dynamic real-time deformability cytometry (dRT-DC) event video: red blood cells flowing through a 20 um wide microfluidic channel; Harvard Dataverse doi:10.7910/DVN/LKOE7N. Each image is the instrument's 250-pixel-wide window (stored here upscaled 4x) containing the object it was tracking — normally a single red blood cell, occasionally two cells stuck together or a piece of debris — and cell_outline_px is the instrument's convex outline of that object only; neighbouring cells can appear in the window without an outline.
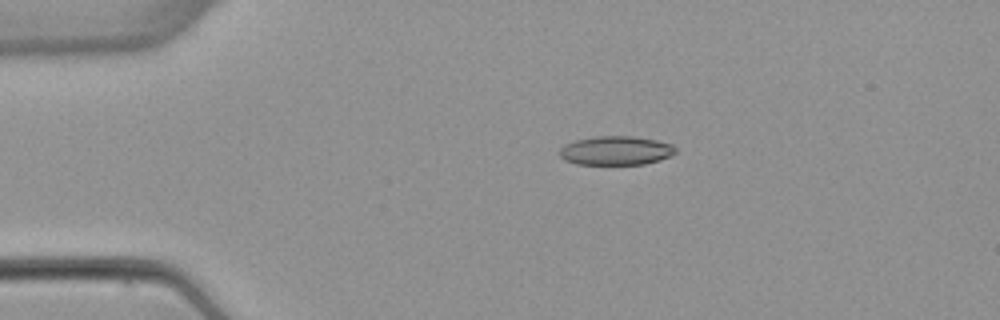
{"species": "common noctule bat (a hibernating species)", "species_latin": "Nyctalus noctula", "temperature_condition": "warm", "stored_images_in_passage": 4, "camera_frame_rate_fps": 3000, "um_per_image_px": 0.085, "animal": {"sex": "female", "body_mass_g": 22.7, "forearm_length_mm": 54.2}, "frame": {"image": 1, "passage_image": 3, "time_ms": 2.333, "image_size_px": [1000, 320], "cell_outline_px": [[676, 152], [672, 156], [660, 160], [644, 164], [576, 164], [564, 160], [560, 156], [560, 148], [564, 144], [576, 140], [596, 136], [632, 136], [656, 140], [672, 144], [676, 148]], "centroid_in_image_um": [52.36, 12.8], "position_along_channel_um": 32.6, "area_um2": 19.65}}